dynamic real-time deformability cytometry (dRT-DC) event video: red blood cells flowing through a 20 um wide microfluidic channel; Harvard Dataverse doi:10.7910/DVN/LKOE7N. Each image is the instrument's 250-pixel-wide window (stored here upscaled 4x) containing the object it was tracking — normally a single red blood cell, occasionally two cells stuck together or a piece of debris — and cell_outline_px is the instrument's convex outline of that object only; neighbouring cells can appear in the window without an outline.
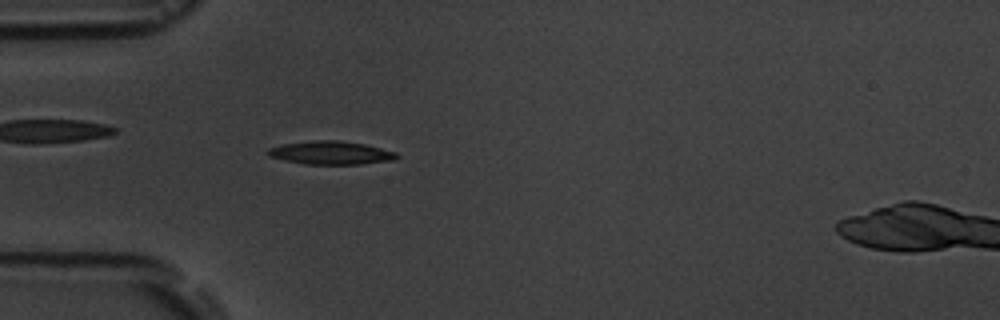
{"species": "common noctule bat (a hibernating species)", "species_latin": "Nyctalus noctula", "temperature_condition": "room temperature", "stored_images_in_passage": 6, "camera_frame_rate_fps": 3000, "um_per_image_px": 0.085, "animal": {"sex": "male", "body_mass_g": 19.5, "forearm_length_mm": 54.6}, "frame": {"image": 1, "passage_image": 5, "time_ms": 5.667, "image_size_px": [1000, 320], "cell_outline_px": [[400, 156], [396, 160], [360, 164], [304, 164], [284, 160], [268, 156], [268, 148], [284, 144], [312, 140], [340, 140], [364, 144], [396, 152]], "centroid_in_image_um": [28.15, 12.99], "position_along_channel_um": 56.9, "area_um2": 17.51}}